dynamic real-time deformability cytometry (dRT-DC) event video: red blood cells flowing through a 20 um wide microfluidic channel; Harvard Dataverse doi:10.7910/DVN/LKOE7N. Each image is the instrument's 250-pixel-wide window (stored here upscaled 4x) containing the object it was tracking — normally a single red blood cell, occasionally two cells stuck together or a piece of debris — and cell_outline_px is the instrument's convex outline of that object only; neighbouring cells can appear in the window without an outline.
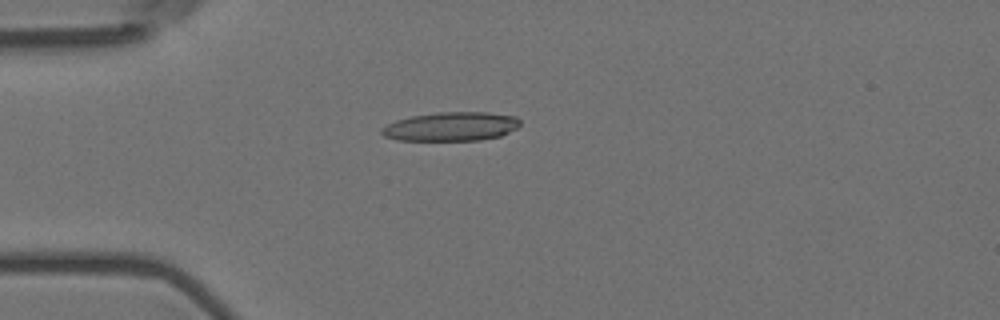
{"species": "Egyptian fruit bat (a non-hibernating species)", "species_latin": "Rousettus aegyptiacus", "temperature_condition": "room temperature", "stored_images_in_passage": 9, "camera_frame_rate_fps": 3000, "um_per_image_px": 0.085, "animal": {"sex": "female"}, "frame": {"image": 1, "passage_image": 4, "time_ms": 1.0, "image_size_px": [1000, 320], "cell_outline_px": [[520, 124], [516, 128], [500, 136], [480, 140], [396, 140], [384, 136], [380, 132], [380, 128], [396, 120], [412, 116], [440, 112], [488, 112], [516, 116], [520, 120]], "centroid_in_image_um": [38.34, 10.75], "position_along_channel_um": 46.7, "area_um2": 23.29}}
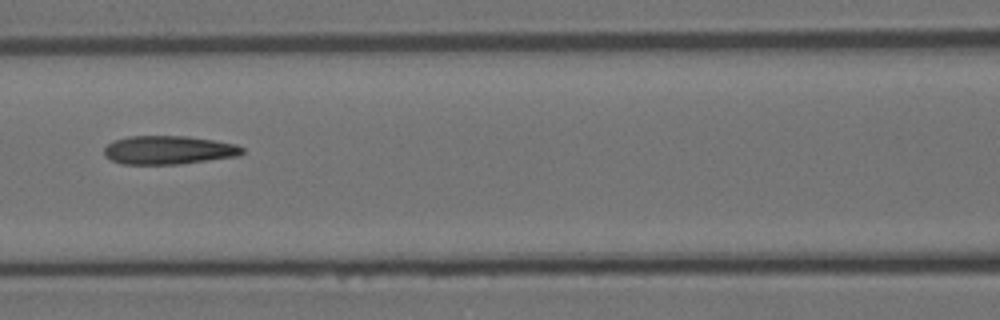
{"frame": {"image": 2, "passage_image": 7, "time_ms": 2.0, "image_size_px": [1000, 320], "cell_outline_px": [[244, 152], [240, 156], [180, 164], [120, 164], [104, 156], [104, 148], [112, 140], [128, 136], [184, 136], [212, 140], [236, 144], [244, 148]], "centroid_in_image_um": [14.32, 12.76], "position_along_channel_um": 152.3, "area_um2": 23.12}}
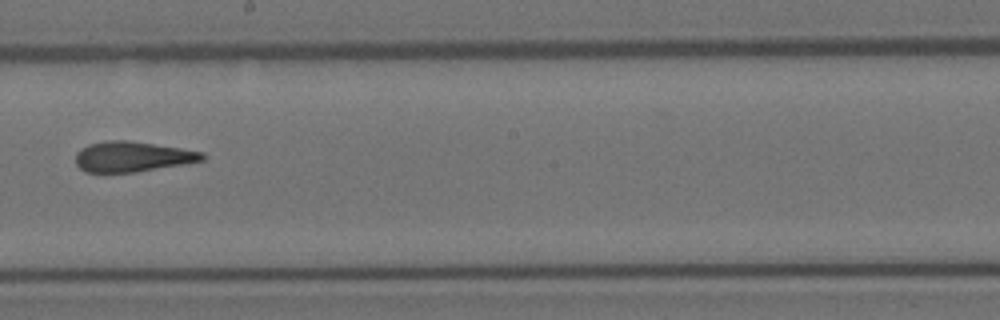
{"frame": {"image": 3, "passage_image": 9, "time_ms": 2.667, "image_size_px": [1000, 320], "cell_outline_px": [[204, 160], [188, 164], [136, 172], [84, 172], [76, 164], [76, 152], [80, 148], [88, 144], [108, 140], [128, 140], [180, 148], [204, 152]], "centroid_in_image_um": [11.25, 13.32], "position_along_channel_um": 236.9, "area_um2": 22.54}}